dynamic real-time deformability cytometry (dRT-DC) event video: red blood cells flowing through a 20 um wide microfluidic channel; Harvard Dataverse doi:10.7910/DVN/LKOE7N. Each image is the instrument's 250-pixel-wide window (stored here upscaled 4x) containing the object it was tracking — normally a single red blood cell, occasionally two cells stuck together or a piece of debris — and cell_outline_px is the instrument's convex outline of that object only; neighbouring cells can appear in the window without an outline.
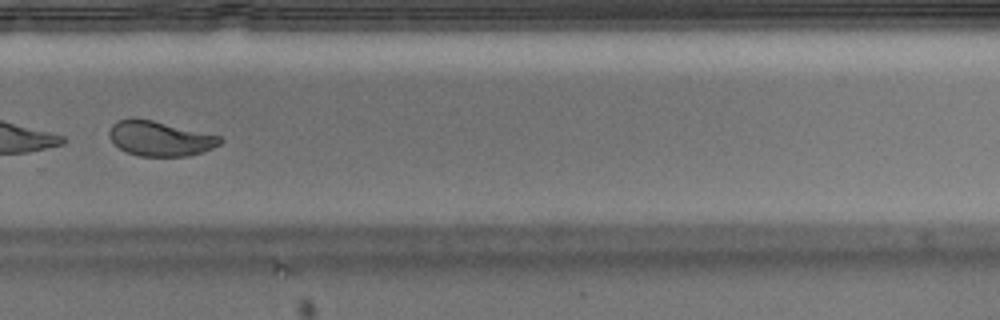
{"species": "Egyptian fruit bat (a non-hibernating species)", "species_latin": "Rousettus aegyptiacus", "temperature_condition": "warm", "stored_images_in_passage": 36, "camera_frame_rate_fps": 3000, "um_per_image_px": 0.085, "animal": {"sex": "male"}, "frame": {"image": 1, "passage_image": 26, "time_ms": 8.333, "image_size_px": [1000, 320], "cell_outline_px": [[224, 140], [220, 144], [212, 148], [188, 156], [140, 156], [128, 152], [120, 148], [108, 136], [108, 132], [112, 124], [116, 120], [136, 116], [220, 136]], "centroid_in_image_um": [13.56, 11.75], "position_along_channel_um": 316.2, "area_um2": 22.6}, "authors_computed_cell_mechanics": {"area_um2": 23.7269, "velocity_mm_per_s": 4.0316, "shape_relaxation_time_tau1_ms": 1.0805, "shape_relaxation_time_tau2_ms": 1.071, "deformation_change_tau1": 0.2915, "deformation_change_tau2": 0.0798}}